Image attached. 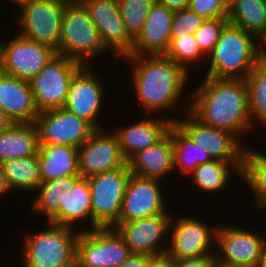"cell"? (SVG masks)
<instances>
[{
    "label": "cell",
    "mask_w": 266,
    "mask_h": 267,
    "mask_svg": "<svg viewBox=\"0 0 266 267\" xmlns=\"http://www.w3.org/2000/svg\"><path fill=\"white\" fill-rule=\"evenodd\" d=\"M55 55L52 48L16 33L11 39L0 41V71L31 82Z\"/></svg>",
    "instance_id": "11"
},
{
    "label": "cell",
    "mask_w": 266,
    "mask_h": 267,
    "mask_svg": "<svg viewBox=\"0 0 266 267\" xmlns=\"http://www.w3.org/2000/svg\"><path fill=\"white\" fill-rule=\"evenodd\" d=\"M98 29L104 46L123 58L132 49L133 38L128 34L121 18L117 0H80Z\"/></svg>",
    "instance_id": "19"
},
{
    "label": "cell",
    "mask_w": 266,
    "mask_h": 267,
    "mask_svg": "<svg viewBox=\"0 0 266 267\" xmlns=\"http://www.w3.org/2000/svg\"><path fill=\"white\" fill-rule=\"evenodd\" d=\"M174 216L172 214L169 227L170 240L167 253L170 256L183 260L215 254L216 250L211 245L212 242H216L218 225L212 228L206 222L195 219L193 216L181 215L178 218Z\"/></svg>",
    "instance_id": "12"
},
{
    "label": "cell",
    "mask_w": 266,
    "mask_h": 267,
    "mask_svg": "<svg viewBox=\"0 0 266 267\" xmlns=\"http://www.w3.org/2000/svg\"><path fill=\"white\" fill-rule=\"evenodd\" d=\"M9 192L10 190L6 181V177L0 164V196H4L5 194L7 195Z\"/></svg>",
    "instance_id": "44"
},
{
    "label": "cell",
    "mask_w": 266,
    "mask_h": 267,
    "mask_svg": "<svg viewBox=\"0 0 266 267\" xmlns=\"http://www.w3.org/2000/svg\"><path fill=\"white\" fill-rule=\"evenodd\" d=\"M39 138L35 123H13L0 132V164L14 158L38 154Z\"/></svg>",
    "instance_id": "26"
},
{
    "label": "cell",
    "mask_w": 266,
    "mask_h": 267,
    "mask_svg": "<svg viewBox=\"0 0 266 267\" xmlns=\"http://www.w3.org/2000/svg\"><path fill=\"white\" fill-rule=\"evenodd\" d=\"M173 14L174 11L156 0L127 56L165 55L170 46Z\"/></svg>",
    "instance_id": "20"
},
{
    "label": "cell",
    "mask_w": 266,
    "mask_h": 267,
    "mask_svg": "<svg viewBox=\"0 0 266 267\" xmlns=\"http://www.w3.org/2000/svg\"><path fill=\"white\" fill-rule=\"evenodd\" d=\"M256 267H266V242L264 243L259 261Z\"/></svg>",
    "instance_id": "45"
},
{
    "label": "cell",
    "mask_w": 266,
    "mask_h": 267,
    "mask_svg": "<svg viewBox=\"0 0 266 267\" xmlns=\"http://www.w3.org/2000/svg\"><path fill=\"white\" fill-rule=\"evenodd\" d=\"M228 22L227 18L206 19L202 26L195 31V39L207 57L213 51Z\"/></svg>",
    "instance_id": "36"
},
{
    "label": "cell",
    "mask_w": 266,
    "mask_h": 267,
    "mask_svg": "<svg viewBox=\"0 0 266 267\" xmlns=\"http://www.w3.org/2000/svg\"><path fill=\"white\" fill-rule=\"evenodd\" d=\"M126 31L134 39L144 26L156 0H117Z\"/></svg>",
    "instance_id": "35"
},
{
    "label": "cell",
    "mask_w": 266,
    "mask_h": 267,
    "mask_svg": "<svg viewBox=\"0 0 266 267\" xmlns=\"http://www.w3.org/2000/svg\"><path fill=\"white\" fill-rule=\"evenodd\" d=\"M131 174L162 180L174 171L173 137L168 132L156 144L138 151L128 161Z\"/></svg>",
    "instance_id": "23"
},
{
    "label": "cell",
    "mask_w": 266,
    "mask_h": 267,
    "mask_svg": "<svg viewBox=\"0 0 266 267\" xmlns=\"http://www.w3.org/2000/svg\"><path fill=\"white\" fill-rule=\"evenodd\" d=\"M88 218V219H87ZM86 219L91 223L92 230V202L88 178L80 177L72 188L64 192L63 202L59 213L50 221L51 223L74 228L75 223ZM79 220V221H78Z\"/></svg>",
    "instance_id": "24"
},
{
    "label": "cell",
    "mask_w": 266,
    "mask_h": 267,
    "mask_svg": "<svg viewBox=\"0 0 266 267\" xmlns=\"http://www.w3.org/2000/svg\"><path fill=\"white\" fill-rule=\"evenodd\" d=\"M31 1H33V0H10V3L12 2L13 4H15L20 9L24 5H27L28 3H30Z\"/></svg>",
    "instance_id": "46"
},
{
    "label": "cell",
    "mask_w": 266,
    "mask_h": 267,
    "mask_svg": "<svg viewBox=\"0 0 266 267\" xmlns=\"http://www.w3.org/2000/svg\"><path fill=\"white\" fill-rule=\"evenodd\" d=\"M205 20L206 18L199 16L189 9L175 11L172 18L170 39H177L179 36L194 34Z\"/></svg>",
    "instance_id": "37"
},
{
    "label": "cell",
    "mask_w": 266,
    "mask_h": 267,
    "mask_svg": "<svg viewBox=\"0 0 266 267\" xmlns=\"http://www.w3.org/2000/svg\"><path fill=\"white\" fill-rule=\"evenodd\" d=\"M215 267H243V266L230 265V264H226L224 262H219L218 260H216Z\"/></svg>",
    "instance_id": "47"
},
{
    "label": "cell",
    "mask_w": 266,
    "mask_h": 267,
    "mask_svg": "<svg viewBox=\"0 0 266 267\" xmlns=\"http://www.w3.org/2000/svg\"><path fill=\"white\" fill-rule=\"evenodd\" d=\"M80 178V175L65 176L52 181L43 182L36 189V198L30 205L32 210L42 215L47 222L51 221L58 213L60 204L63 202L64 192L72 188L73 184ZM38 192V193H37Z\"/></svg>",
    "instance_id": "30"
},
{
    "label": "cell",
    "mask_w": 266,
    "mask_h": 267,
    "mask_svg": "<svg viewBox=\"0 0 266 267\" xmlns=\"http://www.w3.org/2000/svg\"><path fill=\"white\" fill-rule=\"evenodd\" d=\"M172 11L186 10L189 7L190 0H158Z\"/></svg>",
    "instance_id": "42"
},
{
    "label": "cell",
    "mask_w": 266,
    "mask_h": 267,
    "mask_svg": "<svg viewBox=\"0 0 266 267\" xmlns=\"http://www.w3.org/2000/svg\"><path fill=\"white\" fill-rule=\"evenodd\" d=\"M227 19L259 43L266 40V0H228Z\"/></svg>",
    "instance_id": "27"
},
{
    "label": "cell",
    "mask_w": 266,
    "mask_h": 267,
    "mask_svg": "<svg viewBox=\"0 0 266 267\" xmlns=\"http://www.w3.org/2000/svg\"><path fill=\"white\" fill-rule=\"evenodd\" d=\"M248 109L254 127L257 120L266 127V60L262 57L245 79Z\"/></svg>",
    "instance_id": "33"
},
{
    "label": "cell",
    "mask_w": 266,
    "mask_h": 267,
    "mask_svg": "<svg viewBox=\"0 0 266 267\" xmlns=\"http://www.w3.org/2000/svg\"><path fill=\"white\" fill-rule=\"evenodd\" d=\"M92 66H82L69 85L64 109L88 122L95 130L103 129L98 121L103 106L104 85L92 71ZM100 79V80H99Z\"/></svg>",
    "instance_id": "14"
},
{
    "label": "cell",
    "mask_w": 266,
    "mask_h": 267,
    "mask_svg": "<svg viewBox=\"0 0 266 267\" xmlns=\"http://www.w3.org/2000/svg\"><path fill=\"white\" fill-rule=\"evenodd\" d=\"M262 44V57L266 60V40Z\"/></svg>",
    "instance_id": "48"
},
{
    "label": "cell",
    "mask_w": 266,
    "mask_h": 267,
    "mask_svg": "<svg viewBox=\"0 0 266 267\" xmlns=\"http://www.w3.org/2000/svg\"><path fill=\"white\" fill-rule=\"evenodd\" d=\"M46 229L24 234L23 267H76V242L80 233L47 222Z\"/></svg>",
    "instance_id": "5"
},
{
    "label": "cell",
    "mask_w": 266,
    "mask_h": 267,
    "mask_svg": "<svg viewBox=\"0 0 266 267\" xmlns=\"http://www.w3.org/2000/svg\"><path fill=\"white\" fill-rule=\"evenodd\" d=\"M122 60L132 66L134 92L146 113L173 109L185 98L190 72L165 55L125 56Z\"/></svg>",
    "instance_id": "2"
},
{
    "label": "cell",
    "mask_w": 266,
    "mask_h": 267,
    "mask_svg": "<svg viewBox=\"0 0 266 267\" xmlns=\"http://www.w3.org/2000/svg\"><path fill=\"white\" fill-rule=\"evenodd\" d=\"M187 115L178 116L174 122L191 138V140L205 148L212 160H220L234 165L241 173L243 171L244 153L247 145L243 144L233 134L203 124L185 108Z\"/></svg>",
    "instance_id": "9"
},
{
    "label": "cell",
    "mask_w": 266,
    "mask_h": 267,
    "mask_svg": "<svg viewBox=\"0 0 266 267\" xmlns=\"http://www.w3.org/2000/svg\"><path fill=\"white\" fill-rule=\"evenodd\" d=\"M132 254L112 227L82 229L76 242V267H119Z\"/></svg>",
    "instance_id": "8"
},
{
    "label": "cell",
    "mask_w": 266,
    "mask_h": 267,
    "mask_svg": "<svg viewBox=\"0 0 266 267\" xmlns=\"http://www.w3.org/2000/svg\"><path fill=\"white\" fill-rule=\"evenodd\" d=\"M229 165V166H228ZM229 168V169H228ZM230 168L240 176L241 172L229 163H225L220 160H211L207 163L198 165L191 173L187 175V178H191V183L199 189L205 192L213 193L220 192L226 186H228V181L230 182V173L232 172Z\"/></svg>",
    "instance_id": "32"
},
{
    "label": "cell",
    "mask_w": 266,
    "mask_h": 267,
    "mask_svg": "<svg viewBox=\"0 0 266 267\" xmlns=\"http://www.w3.org/2000/svg\"><path fill=\"white\" fill-rule=\"evenodd\" d=\"M9 190L33 191L42 183L38 154L1 163Z\"/></svg>",
    "instance_id": "29"
},
{
    "label": "cell",
    "mask_w": 266,
    "mask_h": 267,
    "mask_svg": "<svg viewBox=\"0 0 266 267\" xmlns=\"http://www.w3.org/2000/svg\"><path fill=\"white\" fill-rule=\"evenodd\" d=\"M110 52L80 0H69L63 14L57 55L90 66L96 56Z\"/></svg>",
    "instance_id": "4"
},
{
    "label": "cell",
    "mask_w": 266,
    "mask_h": 267,
    "mask_svg": "<svg viewBox=\"0 0 266 267\" xmlns=\"http://www.w3.org/2000/svg\"><path fill=\"white\" fill-rule=\"evenodd\" d=\"M126 127L112 132L117 136L121 154L128 161L134 154L160 141L168 132L174 118L150 115ZM155 116V117H153ZM169 118V119H167Z\"/></svg>",
    "instance_id": "21"
},
{
    "label": "cell",
    "mask_w": 266,
    "mask_h": 267,
    "mask_svg": "<svg viewBox=\"0 0 266 267\" xmlns=\"http://www.w3.org/2000/svg\"><path fill=\"white\" fill-rule=\"evenodd\" d=\"M188 9L206 19L227 18L228 0H190Z\"/></svg>",
    "instance_id": "38"
},
{
    "label": "cell",
    "mask_w": 266,
    "mask_h": 267,
    "mask_svg": "<svg viewBox=\"0 0 266 267\" xmlns=\"http://www.w3.org/2000/svg\"><path fill=\"white\" fill-rule=\"evenodd\" d=\"M14 122L0 108V132L8 129Z\"/></svg>",
    "instance_id": "43"
},
{
    "label": "cell",
    "mask_w": 266,
    "mask_h": 267,
    "mask_svg": "<svg viewBox=\"0 0 266 267\" xmlns=\"http://www.w3.org/2000/svg\"><path fill=\"white\" fill-rule=\"evenodd\" d=\"M110 129V130H109ZM104 127L95 130L78 148V172L80 177L91 176L123 167L127 161L121 154L117 136Z\"/></svg>",
    "instance_id": "16"
},
{
    "label": "cell",
    "mask_w": 266,
    "mask_h": 267,
    "mask_svg": "<svg viewBox=\"0 0 266 267\" xmlns=\"http://www.w3.org/2000/svg\"><path fill=\"white\" fill-rule=\"evenodd\" d=\"M130 175L126 163L123 167L88 178L92 202V230L113 227L118 222Z\"/></svg>",
    "instance_id": "6"
},
{
    "label": "cell",
    "mask_w": 266,
    "mask_h": 267,
    "mask_svg": "<svg viewBox=\"0 0 266 267\" xmlns=\"http://www.w3.org/2000/svg\"><path fill=\"white\" fill-rule=\"evenodd\" d=\"M38 159L42 183L79 175L78 148L75 146L39 144Z\"/></svg>",
    "instance_id": "25"
},
{
    "label": "cell",
    "mask_w": 266,
    "mask_h": 267,
    "mask_svg": "<svg viewBox=\"0 0 266 267\" xmlns=\"http://www.w3.org/2000/svg\"><path fill=\"white\" fill-rule=\"evenodd\" d=\"M165 56L182 66L187 72L190 71L191 65L207 60V56L200 49L194 34L170 39V46Z\"/></svg>",
    "instance_id": "34"
},
{
    "label": "cell",
    "mask_w": 266,
    "mask_h": 267,
    "mask_svg": "<svg viewBox=\"0 0 266 267\" xmlns=\"http://www.w3.org/2000/svg\"><path fill=\"white\" fill-rule=\"evenodd\" d=\"M35 125L39 144L75 146L79 148L95 129L85 120L64 108L40 112Z\"/></svg>",
    "instance_id": "15"
},
{
    "label": "cell",
    "mask_w": 266,
    "mask_h": 267,
    "mask_svg": "<svg viewBox=\"0 0 266 267\" xmlns=\"http://www.w3.org/2000/svg\"><path fill=\"white\" fill-rule=\"evenodd\" d=\"M171 218L172 214L167 210L155 216L116 223L112 228H115L125 240L132 255L155 256L167 252L166 242L169 241L167 234Z\"/></svg>",
    "instance_id": "13"
},
{
    "label": "cell",
    "mask_w": 266,
    "mask_h": 267,
    "mask_svg": "<svg viewBox=\"0 0 266 267\" xmlns=\"http://www.w3.org/2000/svg\"><path fill=\"white\" fill-rule=\"evenodd\" d=\"M169 132L173 137L174 170L178 168L181 176L187 177L198 165L212 160L208 151L194 143L175 122L169 126Z\"/></svg>",
    "instance_id": "28"
},
{
    "label": "cell",
    "mask_w": 266,
    "mask_h": 267,
    "mask_svg": "<svg viewBox=\"0 0 266 267\" xmlns=\"http://www.w3.org/2000/svg\"><path fill=\"white\" fill-rule=\"evenodd\" d=\"M69 0H33L17 9L18 34L57 52L65 5Z\"/></svg>",
    "instance_id": "7"
},
{
    "label": "cell",
    "mask_w": 266,
    "mask_h": 267,
    "mask_svg": "<svg viewBox=\"0 0 266 267\" xmlns=\"http://www.w3.org/2000/svg\"><path fill=\"white\" fill-rule=\"evenodd\" d=\"M152 256L150 255H131L119 267H151Z\"/></svg>",
    "instance_id": "40"
},
{
    "label": "cell",
    "mask_w": 266,
    "mask_h": 267,
    "mask_svg": "<svg viewBox=\"0 0 266 267\" xmlns=\"http://www.w3.org/2000/svg\"><path fill=\"white\" fill-rule=\"evenodd\" d=\"M215 265V254H209L198 258H189L183 260L175 259V267H215Z\"/></svg>",
    "instance_id": "39"
},
{
    "label": "cell",
    "mask_w": 266,
    "mask_h": 267,
    "mask_svg": "<svg viewBox=\"0 0 266 267\" xmlns=\"http://www.w3.org/2000/svg\"><path fill=\"white\" fill-rule=\"evenodd\" d=\"M257 41L241 27L228 22L213 51L207 57L209 66L205 76L246 79L262 58V44Z\"/></svg>",
    "instance_id": "3"
},
{
    "label": "cell",
    "mask_w": 266,
    "mask_h": 267,
    "mask_svg": "<svg viewBox=\"0 0 266 267\" xmlns=\"http://www.w3.org/2000/svg\"><path fill=\"white\" fill-rule=\"evenodd\" d=\"M0 108L14 123H35L39 112L30 82L0 71Z\"/></svg>",
    "instance_id": "22"
},
{
    "label": "cell",
    "mask_w": 266,
    "mask_h": 267,
    "mask_svg": "<svg viewBox=\"0 0 266 267\" xmlns=\"http://www.w3.org/2000/svg\"><path fill=\"white\" fill-rule=\"evenodd\" d=\"M82 66L56 54L31 80L34 103L39 113L64 107L71 79Z\"/></svg>",
    "instance_id": "10"
},
{
    "label": "cell",
    "mask_w": 266,
    "mask_h": 267,
    "mask_svg": "<svg viewBox=\"0 0 266 267\" xmlns=\"http://www.w3.org/2000/svg\"><path fill=\"white\" fill-rule=\"evenodd\" d=\"M241 177L255 196L256 208L266 210V154L247 146Z\"/></svg>",
    "instance_id": "31"
},
{
    "label": "cell",
    "mask_w": 266,
    "mask_h": 267,
    "mask_svg": "<svg viewBox=\"0 0 266 267\" xmlns=\"http://www.w3.org/2000/svg\"><path fill=\"white\" fill-rule=\"evenodd\" d=\"M151 267H175V259L167 252L152 256Z\"/></svg>",
    "instance_id": "41"
},
{
    "label": "cell",
    "mask_w": 266,
    "mask_h": 267,
    "mask_svg": "<svg viewBox=\"0 0 266 267\" xmlns=\"http://www.w3.org/2000/svg\"><path fill=\"white\" fill-rule=\"evenodd\" d=\"M219 227L216 230L215 244L219 248V251L215 252L216 260L230 265L256 267L266 238L254 231L233 225Z\"/></svg>",
    "instance_id": "17"
},
{
    "label": "cell",
    "mask_w": 266,
    "mask_h": 267,
    "mask_svg": "<svg viewBox=\"0 0 266 267\" xmlns=\"http://www.w3.org/2000/svg\"><path fill=\"white\" fill-rule=\"evenodd\" d=\"M160 180L130 175L117 223L131 222L165 213V196Z\"/></svg>",
    "instance_id": "18"
},
{
    "label": "cell",
    "mask_w": 266,
    "mask_h": 267,
    "mask_svg": "<svg viewBox=\"0 0 266 267\" xmlns=\"http://www.w3.org/2000/svg\"><path fill=\"white\" fill-rule=\"evenodd\" d=\"M193 91L186 98L189 112L203 124L227 131L239 140V135L254 130L245 79L205 76Z\"/></svg>",
    "instance_id": "1"
}]
</instances>
